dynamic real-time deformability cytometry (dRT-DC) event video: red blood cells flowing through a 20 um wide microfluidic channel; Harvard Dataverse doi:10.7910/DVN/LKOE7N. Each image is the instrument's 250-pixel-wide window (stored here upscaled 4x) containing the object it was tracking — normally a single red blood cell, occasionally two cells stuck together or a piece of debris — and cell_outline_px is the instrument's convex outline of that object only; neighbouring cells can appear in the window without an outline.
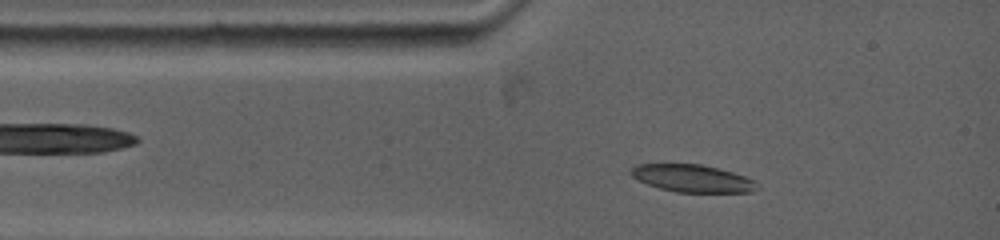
{"species": "common noctule bat (a hibernating species)", "species_latin": "Nyctalus noctula", "temperature_condition": "warm", "stored_images_in_passage": 63, "camera_frame_rate_fps": 5000, "um_per_image_px": 0.085, "animal": {"sex": "female", "body_mass_g": 19.0, "forearm_length_mm": 53.3}, "frame": {"image": 1, "passage_image": 7, "time_ms": 1.4, "image_size_px": [1000, 240], "cell_outline_px": [[760, 188], [752, 192], [676, 192], [660, 188], [648, 184], [632, 176], [628, 172], [636, 164], [700, 164], [732, 172], [756, 180]], "centroid_in_image_um": [58.89, 15.16], "position_along_channel_um": 26.1, "area_um2": 20.11}}
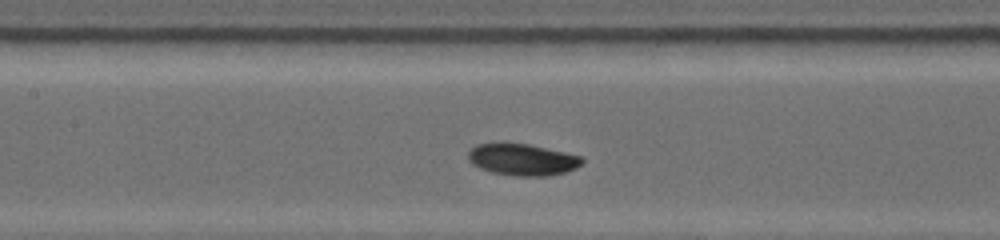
{"frame": {"image": 2, "passage_image": 27, "time_ms": 5.2, "image_size_px": [1000, 240], "cell_outline_px": [[584, 164], [576, 168], [564, 172], [548, 176], [516, 176], [492, 172], [480, 168], [472, 164], [468, 160], [468, 152], [476, 144], [500, 140], [528, 144], [564, 152], [580, 156], [584, 160]], "centroid_in_image_um": [44.36, 13.53], "position_along_channel_um": 163.0, "area_um2": 21.56}}
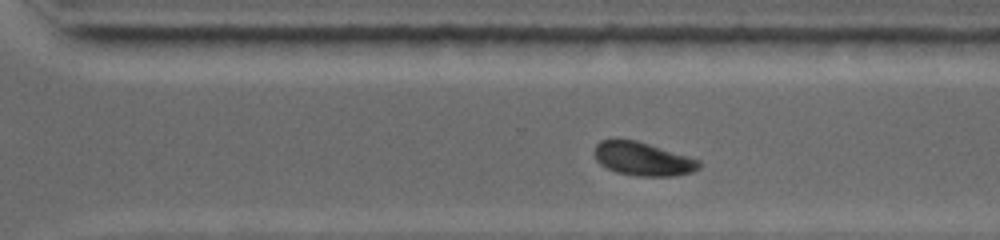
{"frame": {"image": 3, "passage_image": 48, "time_ms": 9.2, "image_size_px": [1000, 240], "cell_outline_px": [[700, 168], [692, 172], [676, 176], [636, 176], [616, 172], [600, 164], [596, 160], [592, 152], [596, 144], [600, 140], [616, 136], [636, 140], [688, 156], [700, 160]], "centroid_in_image_um": [54.57, 13.47], "position_along_channel_um": 316.0, "area_um2": 20.98}, "authors_computed_cell_mechanics": {"area_um2": 21.2704, "velocity_mm_per_s": 3.8358, "shape_relaxation_time_tau1_ms": 3.0575, "shape_relaxation_time_tau2_ms": null, "deformation_change_tau1": 0.1334, "deformation_change_tau2": null}}